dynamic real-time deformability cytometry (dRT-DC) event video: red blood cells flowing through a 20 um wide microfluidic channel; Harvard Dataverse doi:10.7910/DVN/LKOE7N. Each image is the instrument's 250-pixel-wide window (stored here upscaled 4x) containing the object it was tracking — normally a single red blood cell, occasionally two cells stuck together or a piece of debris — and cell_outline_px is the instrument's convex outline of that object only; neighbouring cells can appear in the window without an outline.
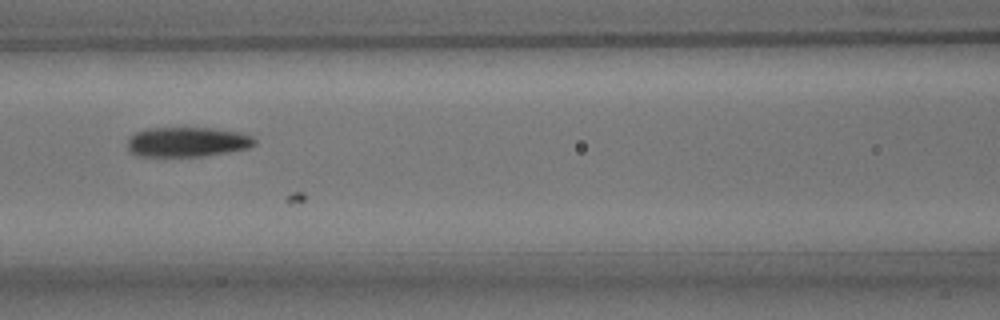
{"species": "common noctule bat (a hibernating species)", "species_latin": "Nyctalus noctula", "temperature_condition": "room temperature", "stored_images_in_passage": 30, "camera_frame_rate_fps": 3000, "um_per_image_px": 0.085, "animal": {"sex": "male", "body_mass_g": 15.6}, "frame": {"image": 1, "passage_image": 23, "time_ms": 7.333, "image_size_px": [1000, 320], "cell_outline_px": [[256, 144], [248, 148], [228, 152], [204, 156], [136, 156], [128, 152], [128, 140], [136, 132], [144, 128], [212, 128], [240, 132], [252, 136], [256, 140]], "centroid_in_image_um": [15.91, 12.07], "position_along_channel_um": 150.7, "area_um2": 22.2}}